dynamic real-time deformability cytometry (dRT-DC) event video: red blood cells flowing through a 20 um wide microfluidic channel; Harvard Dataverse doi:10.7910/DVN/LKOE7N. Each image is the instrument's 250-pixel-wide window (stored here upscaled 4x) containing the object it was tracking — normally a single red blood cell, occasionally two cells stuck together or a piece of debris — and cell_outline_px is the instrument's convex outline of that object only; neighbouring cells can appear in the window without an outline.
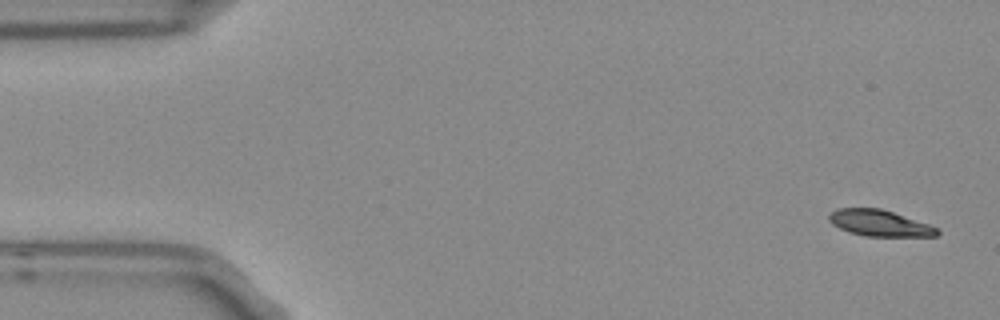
{"species": "Egyptian fruit bat (a non-hibernating species)", "species_latin": "Rousettus aegyptiacus", "temperature_condition": "room temperature", "stored_images_in_passage": 4, "camera_frame_rate_fps": 3000, "um_per_image_px": 0.085, "frame": {"image": 1, "passage_image": 1, "time_ms": 0.0, "image_size_px": [1000, 320], "cell_outline_px": [[940, 232], [936, 236], [868, 236], [852, 232], [840, 228], [832, 224], [828, 220], [828, 216], [836, 208], [880, 208], [928, 224], [936, 228]], "centroid_in_image_um": [74.74, 18.96], "position_along_channel_um": 10.3, "area_um2": 16.18}}
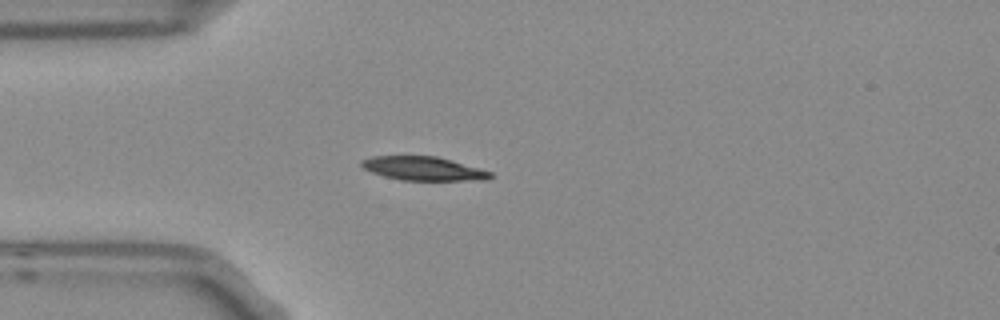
{"frame": {"image": 2, "passage_image": 4, "time_ms": 1.0, "image_size_px": [1000, 320], "cell_outline_px": [[492, 176], [488, 180], [400, 180], [384, 176], [372, 172], [364, 168], [360, 164], [360, 160], [372, 156], [436, 156], [452, 160], [480, 168], [492, 172]], "centroid_in_image_um": [35.99, 14.32], "position_along_channel_um": 49.0, "area_um2": 17.86}}